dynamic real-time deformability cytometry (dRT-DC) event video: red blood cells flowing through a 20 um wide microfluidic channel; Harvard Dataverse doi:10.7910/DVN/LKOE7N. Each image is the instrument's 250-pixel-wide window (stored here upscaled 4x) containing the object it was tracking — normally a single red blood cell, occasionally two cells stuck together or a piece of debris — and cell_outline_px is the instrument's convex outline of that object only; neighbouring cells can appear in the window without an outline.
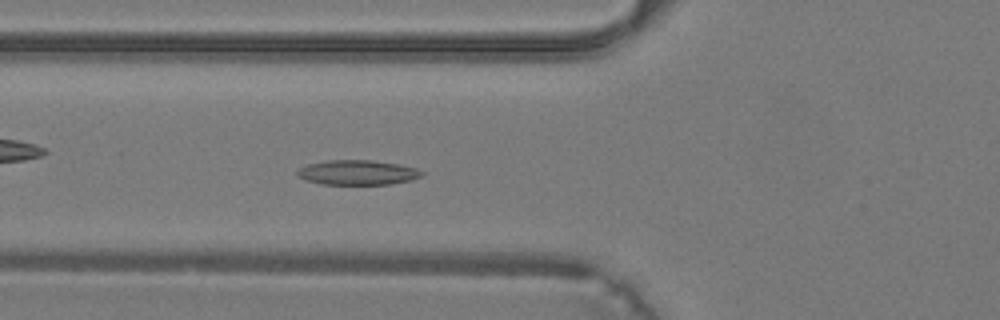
{"species": "common noctule bat (a hibernating species)", "species_latin": "Nyctalus noctula", "temperature_condition": "warm", "stored_images_in_passage": 27, "camera_frame_rate_fps": 3000, "um_per_image_px": 0.085, "animal": {"sex": "male", "body_mass_g": 19.2, "forearm_length_mm": 51.8}, "frame": {"image": 1, "passage_image": 2, "time_ms": 0.333, "image_size_px": [1000, 320], "cell_outline_px": [[424, 172], [420, 176], [412, 180], [388, 184], [320, 184], [296, 176], [296, 172], [300, 168], [308, 164], [328, 160], [372, 160], [400, 164], [416, 168]], "centroid_in_image_um": [30.39, 14.66], "position_along_channel_um": 95.4, "area_um2": 17.92}}
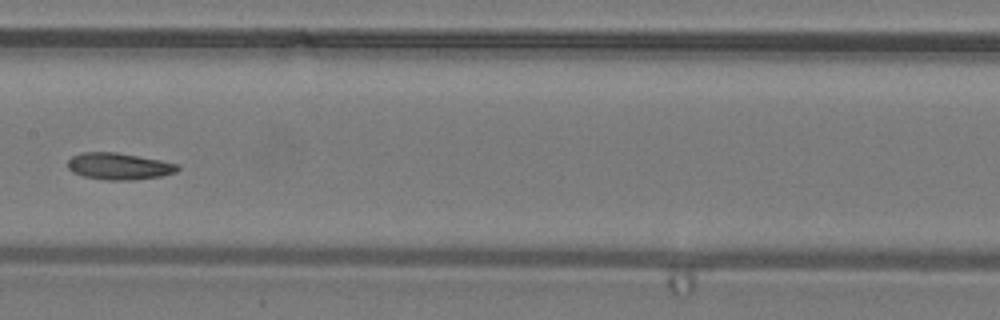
{"frame": {"image": 2, "passage_image": 8, "time_ms": 2.333, "image_size_px": [1000, 320], "cell_outline_px": [[180, 168], [176, 172], [160, 176], [136, 180], [108, 180], [84, 176], [72, 172], [68, 168], [68, 160], [72, 156], [80, 152], [116, 152], [160, 160], [180, 164]], "centroid_in_image_um": [10.12, 14.13], "position_along_channel_um": 197.3, "area_um2": 17.17}}
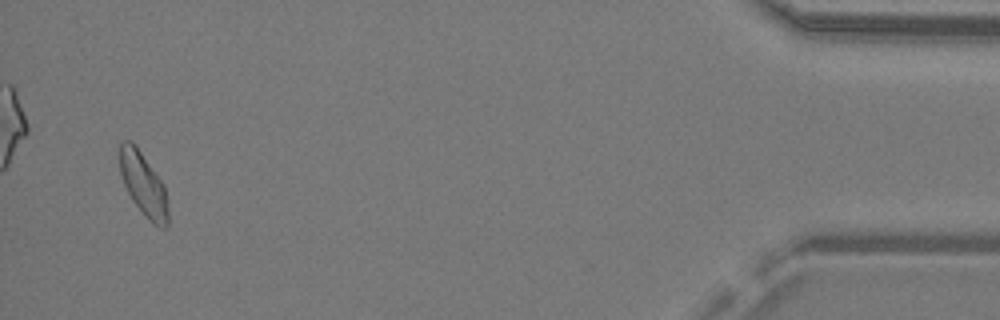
{"frame": {"image": 3, "passage_image": 26, "time_ms": 8.333, "image_size_px": [1000, 320], "cell_outline_px": [[168, 224], [164, 228], [160, 228], [144, 216], [132, 200], [124, 184], [120, 172], [120, 140], [132, 140], [136, 144], [164, 184], [168, 208]], "centroid_in_image_um": [12.19, 15.64], "position_along_channel_um": 423.0, "area_um2": 17.98}}